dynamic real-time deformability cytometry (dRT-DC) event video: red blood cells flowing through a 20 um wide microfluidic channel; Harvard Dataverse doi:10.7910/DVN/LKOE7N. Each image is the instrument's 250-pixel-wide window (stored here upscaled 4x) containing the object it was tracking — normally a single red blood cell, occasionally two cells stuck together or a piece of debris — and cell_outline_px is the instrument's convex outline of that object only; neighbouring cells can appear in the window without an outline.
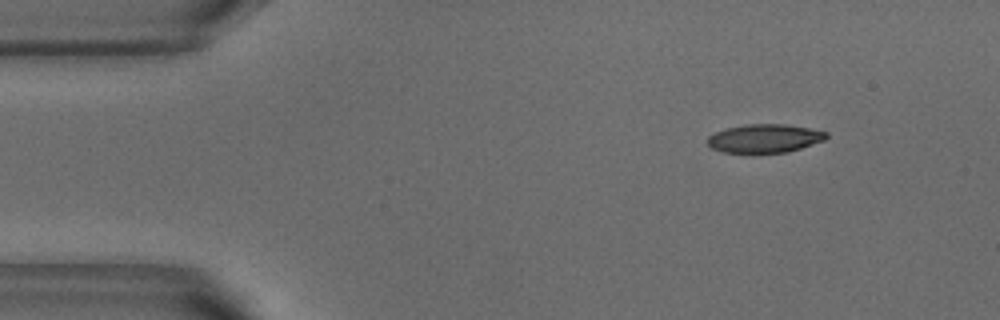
{"species": "common noctule bat (a hibernating species)", "species_latin": "Nyctalus noctula", "temperature_condition": "warm", "stored_images_in_passage": 47, "camera_frame_rate_fps": 3000, "um_per_image_px": 0.085, "animal": {"sex": "male", "body_mass_g": 18.8}, "frame": {"image": 1, "passage_image": 1, "time_ms": 0.0, "image_size_px": [1000, 320], "cell_outline_px": [[828, 136], [824, 140], [788, 152], [756, 156], [752, 156], [724, 152], [712, 148], [708, 144], [708, 136], [716, 132], [728, 128], [748, 124], [784, 124], [808, 128], [828, 132]], "centroid_in_image_um": [64.97, 11.82], "position_along_channel_um": 20.0, "area_um2": 20.35}}
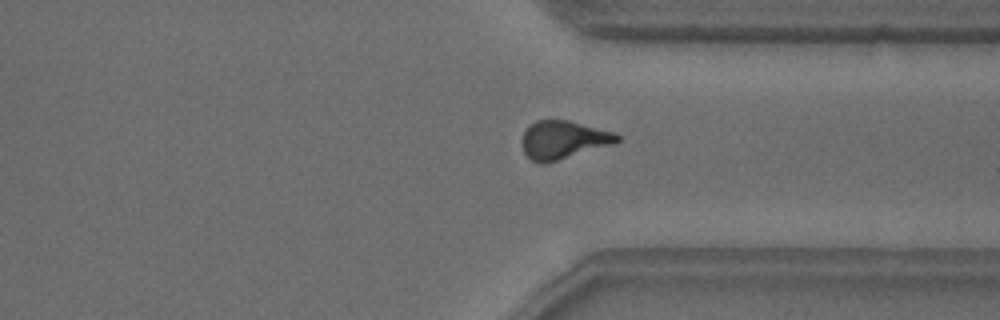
{"frame": {"image": 2, "passage_image": 34, "time_ms": 11.0, "image_size_px": [1000, 320], "cell_outline_px": [[620, 140], [612, 144], [544, 164], [540, 164], [532, 160], [524, 152], [524, 132], [536, 120], [568, 120], [612, 132], [620, 136]], "centroid_in_image_um": [47.88, 11.89], "position_along_channel_um": 363.5, "area_um2": 20.52}}
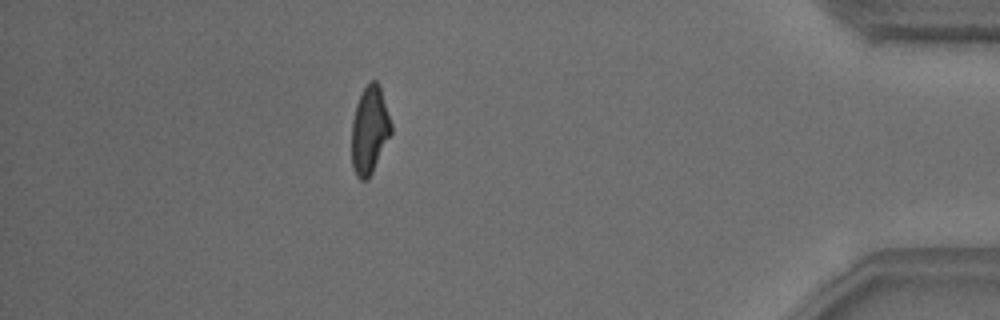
{"frame": {"image": 3, "passage_image": 41, "time_ms": 13.333, "image_size_px": [1000, 320], "cell_outline_px": [[392, 132], [368, 180], [360, 180], [356, 176], [352, 168], [352, 120], [356, 104], [364, 88], [372, 80], [376, 80], [380, 88], [392, 124]], "centroid_in_image_um": [31.41, 11.09], "position_along_channel_um": 403.8, "area_um2": 20.0}, "authors_computed_cell_mechanics": {"area_um2": 20.8658, "velocity_mm_per_s": 3.8064, "shape_relaxation_time_tau1_ms": 8.6855, "shape_relaxation_time_tau2_ms": 2.1929, "deformation_change_tau1": 0.2343, "deformation_change_tau2": 0.1124}}